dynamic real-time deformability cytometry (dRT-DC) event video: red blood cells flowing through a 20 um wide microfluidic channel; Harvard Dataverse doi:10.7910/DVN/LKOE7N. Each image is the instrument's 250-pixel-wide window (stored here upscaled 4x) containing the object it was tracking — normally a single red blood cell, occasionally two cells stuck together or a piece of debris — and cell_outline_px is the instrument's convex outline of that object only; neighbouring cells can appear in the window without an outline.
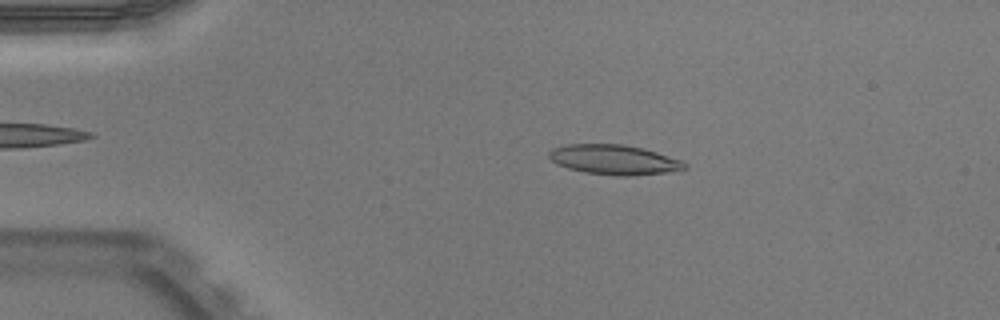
{"species": "Egyptian fruit bat (a non-hibernating species)", "species_latin": "Rousettus aegyptiacus", "temperature_condition": "warm", "stored_images_in_passage": 43, "camera_frame_rate_fps": 3000, "um_per_image_px": 0.085, "animal": {"sex": "male"}, "frame": {"image": 1, "passage_image": 9, "time_ms": 2.667, "image_size_px": [1000, 320], "cell_outline_px": [[688, 168], [680, 172], [632, 176], [616, 176], [584, 172], [568, 168], [556, 164], [548, 156], [548, 152], [552, 148], [568, 144], [624, 144], [644, 148], [680, 160], [688, 164]], "centroid_in_image_um": [52.26, 13.59], "position_along_channel_um": 32.7, "area_um2": 24.04}}
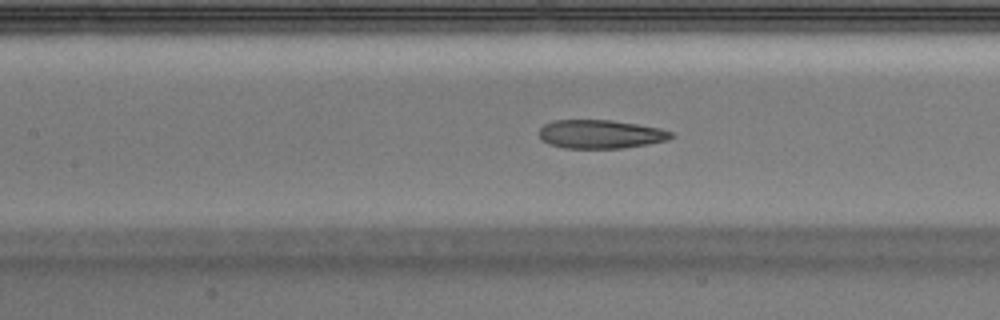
{"frame": {"image": 2, "passage_image": 22, "time_ms": 7.0, "image_size_px": [1000, 320], "cell_outline_px": [[676, 136], [668, 140], [648, 144], [624, 148], [564, 148], [540, 140], [540, 128], [544, 124], [552, 120], [612, 120], [660, 128], [672, 132]], "centroid_in_image_um": [51.07, 11.4], "position_along_channel_um": 156.3, "area_um2": 22.08}}
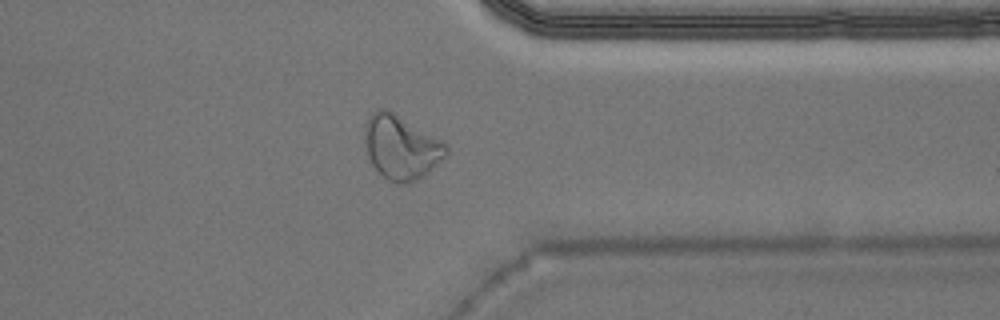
{"frame": {"image": 3, "passage_image": 39, "time_ms": 12.667, "image_size_px": [1000, 320], "cell_outline_px": [[448, 156], [424, 176], [408, 184], [400, 184], [388, 180], [372, 164], [368, 156], [364, 136], [364, 128], [368, 116], [376, 108], [388, 108], [444, 140], [448, 144]], "centroid_in_image_um": [34.14, 12.48], "position_along_channel_um": 377.3, "area_um2": 31.1}, "authors_computed_cell_mechanics": {"area_um2": 23.2356, "velocity_mm_per_s": 3.9721, "shape_relaxation_time_tau1_ms": null, "shape_relaxation_time_tau2_ms": 2.8978, "deformation_change_tau1": null, "deformation_change_tau2": 0.1079}}